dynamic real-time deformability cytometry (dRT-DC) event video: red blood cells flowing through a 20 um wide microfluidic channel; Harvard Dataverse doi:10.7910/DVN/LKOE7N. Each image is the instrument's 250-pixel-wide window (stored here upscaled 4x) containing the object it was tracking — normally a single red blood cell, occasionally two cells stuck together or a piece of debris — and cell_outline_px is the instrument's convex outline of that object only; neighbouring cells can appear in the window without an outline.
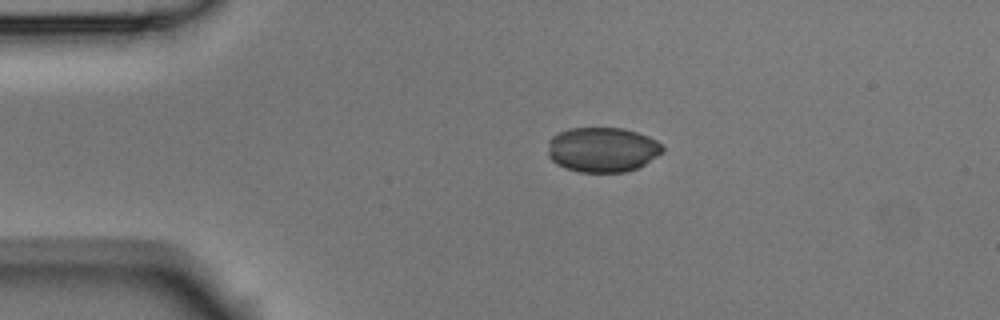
{"species": "Egyptian fruit bat (a non-hibernating species)", "species_latin": "Rousettus aegyptiacus", "temperature_condition": "room temperature", "stored_images_in_passage": 7, "camera_frame_rate_fps": 3000, "um_per_image_px": 0.085, "animal": {"sex": "male"}, "frame": {"image": 1, "passage_image": 3, "time_ms": 0.667, "image_size_px": [1000, 320], "cell_outline_px": [[664, 152], [644, 164], [636, 168], [624, 172], [580, 172], [564, 168], [556, 164], [548, 156], [548, 140], [552, 136], [568, 128], [624, 128], [648, 136], [656, 140], [664, 148]], "centroid_in_image_um": [51.18, 12.72], "position_along_channel_um": 33.8, "area_um2": 30.11}}
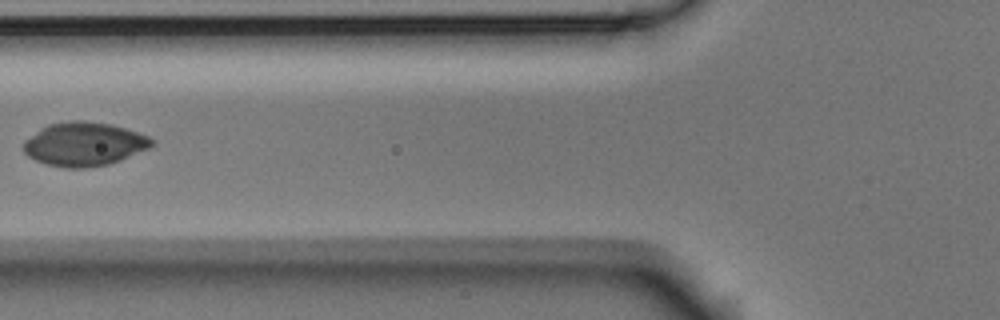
{"frame": {"image": 2, "passage_image": 6, "time_ms": 1.667, "image_size_px": [1000, 320], "cell_outline_px": [[156, 140], [148, 148], [120, 160], [108, 164], [84, 168], [64, 168], [48, 164], [36, 160], [28, 156], [24, 152], [24, 140], [40, 128], [48, 124], [72, 120], [84, 120], [112, 124], [148, 136]], "centroid_in_image_um": [7.13, 12.24], "position_along_channel_um": 118.7, "area_um2": 32.6}}
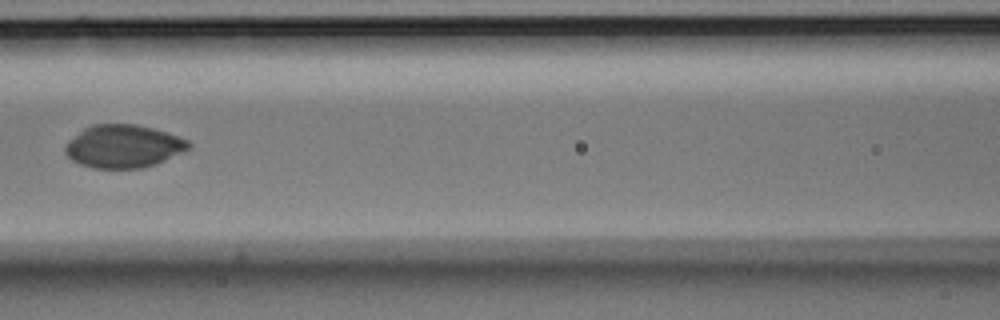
{"frame": {"image": 3, "passage_image": 7, "time_ms": 2.0, "image_size_px": [1000, 320], "cell_outline_px": [[192, 144], [188, 148], [164, 160], [140, 168], [92, 168], [80, 164], [72, 160], [64, 152], [64, 148], [84, 128], [92, 124], [136, 124], [152, 128], [188, 140]], "centroid_in_image_um": [10.46, 12.43], "position_along_channel_um": 156.1, "area_um2": 30.23}}